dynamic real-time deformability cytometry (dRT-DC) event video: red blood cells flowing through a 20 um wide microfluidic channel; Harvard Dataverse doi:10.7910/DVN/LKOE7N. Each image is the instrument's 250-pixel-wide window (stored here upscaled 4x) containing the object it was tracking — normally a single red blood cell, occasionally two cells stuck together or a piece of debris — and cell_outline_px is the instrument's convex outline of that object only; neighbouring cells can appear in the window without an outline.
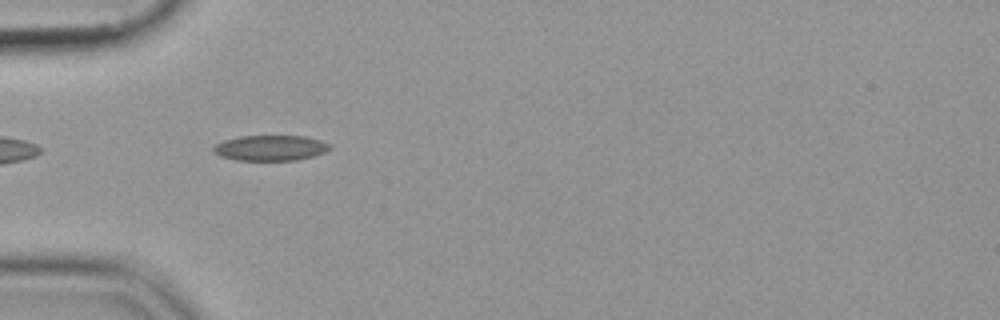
{"species": "common noctule bat (a hibernating species)", "species_latin": "Nyctalus noctula", "temperature_condition": "cold", "stored_images_in_passage": 38, "camera_frame_rate_fps": 3000, "um_per_image_px": 0.085, "animal": {"sex": "female", "body_mass_g": 19.9}, "frame": {"image": 1, "passage_image": 1, "time_ms": 0.0, "image_size_px": [1000, 320], "cell_outline_px": [[332, 148], [324, 152], [312, 156], [296, 160], [236, 160], [220, 156], [212, 152], [212, 148], [216, 144], [224, 140], [240, 136], [304, 136], [320, 140], [328, 144]], "centroid_in_image_um": [22.95, 12.57], "position_along_channel_um": 62.1, "area_um2": 17.17}}
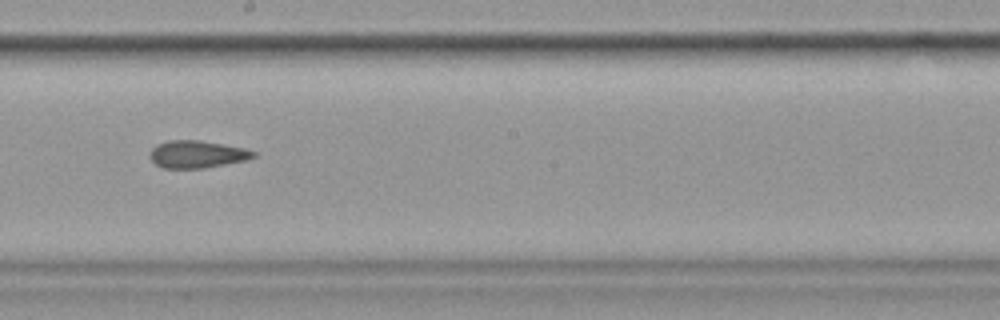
{"frame": {"image": 2, "passage_image": 15, "time_ms": 4.667, "image_size_px": [1000, 320], "cell_outline_px": [[256, 156], [248, 160], [204, 168], [160, 168], [148, 156], [148, 152], [156, 144], [168, 140], [200, 140], [244, 148], [256, 152]], "centroid_in_image_um": [16.72, 13.11], "position_along_channel_um": 231.5, "area_um2": 16.7}}
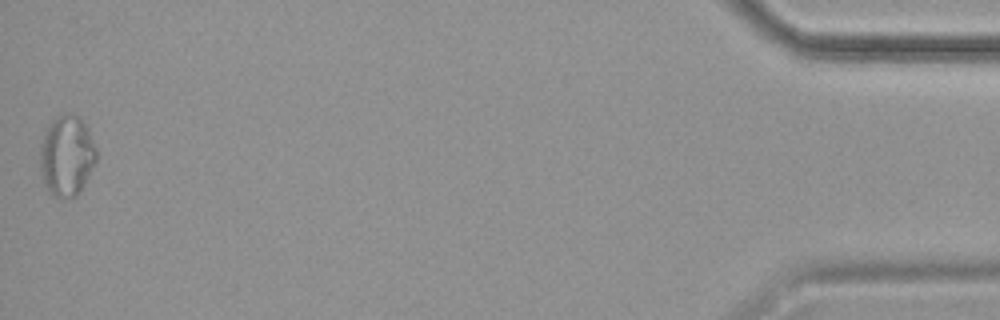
{"frame": {"image": 3, "passage_image": 38, "time_ms": 12.333, "image_size_px": [1000, 320], "cell_outline_px": [[96, 160], [80, 192], [76, 196], [60, 200], [52, 196], [44, 184], [40, 168], [40, 144], [44, 132], [52, 120], [64, 112], [72, 112], [88, 128], [96, 148]], "centroid_in_image_um": [5.65, 13.26], "position_along_channel_um": 429.6, "area_um2": 26.7}}